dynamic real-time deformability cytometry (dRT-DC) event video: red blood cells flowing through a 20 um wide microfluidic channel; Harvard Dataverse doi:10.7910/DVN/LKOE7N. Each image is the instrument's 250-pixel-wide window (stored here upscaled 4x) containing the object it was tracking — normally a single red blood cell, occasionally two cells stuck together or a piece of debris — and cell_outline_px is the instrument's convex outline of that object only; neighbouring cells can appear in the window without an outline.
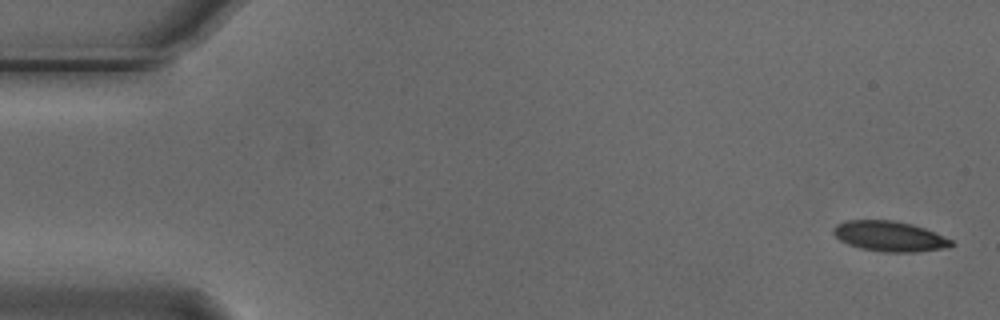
{"species": "Egyptian fruit bat (a non-hibernating species)", "species_latin": "Rousettus aegyptiacus", "temperature_condition": "cold", "stored_images_in_passage": 5, "camera_frame_rate_fps": 3000, "um_per_image_px": 0.085, "animal": {"sex": "male"}, "frame": {"image": 1, "passage_image": 1, "time_ms": 0.0, "image_size_px": [1000, 320], "cell_outline_px": [[956, 244], [948, 248], [916, 252], [884, 252], [860, 248], [848, 244], [840, 240], [832, 232], [832, 228], [836, 224], [848, 220], [892, 220], [912, 224], [924, 228], [944, 236], [952, 240]], "centroid_in_image_um": [75.63, 20.09], "position_along_channel_um": 9.4, "area_um2": 20.92}}
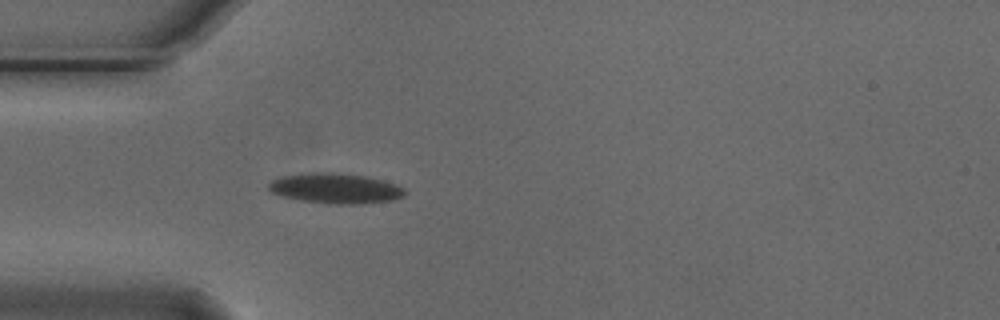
{"frame": {"image": 2, "passage_image": 5, "time_ms": 1.333, "image_size_px": [1000, 320], "cell_outline_px": [[408, 192], [404, 196], [392, 200], [364, 204], [328, 204], [300, 200], [280, 196], [272, 192], [268, 188], [268, 184], [272, 180], [280, 176], [312, 172], [332, 172], [364, 176], [396, 184], [404, 188]], "centroid_in_image_um": [28.51, 16.02], "position_along_channel_um": 56.5, "area_um2": 24.16}}